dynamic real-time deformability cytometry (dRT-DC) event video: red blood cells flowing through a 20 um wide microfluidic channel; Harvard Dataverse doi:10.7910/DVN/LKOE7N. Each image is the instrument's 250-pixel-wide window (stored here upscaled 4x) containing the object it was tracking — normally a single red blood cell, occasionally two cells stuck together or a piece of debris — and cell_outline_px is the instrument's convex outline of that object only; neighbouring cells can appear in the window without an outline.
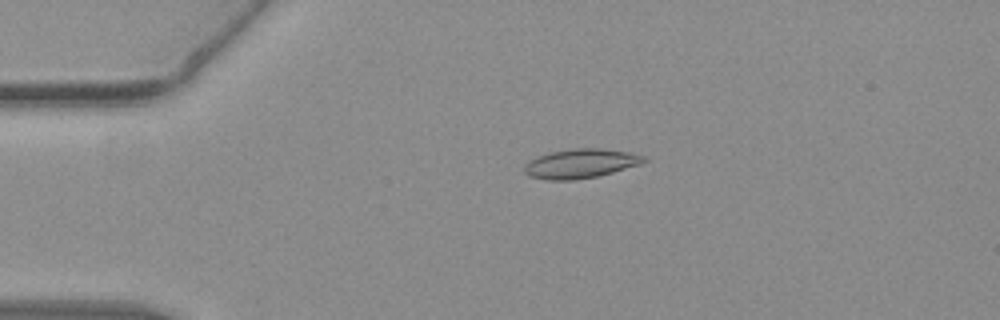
{"species": "common noctule bat (a hibernating species)", "species_latin": "Nyctalus noctula", "temperature_condition": "warm", "stored_images_in_passage": 9, "camera_frame_rate_fps": 3000, "um_per_image_px": 0.085, "animal": {"sex": "female", "body_mass_g": 19.3, "forearm_length_mm": 54.1}, "frame": {"image": 1, "passage_image": 2, "time_ms": 0.333, "image_size_px": [1000, 320], "cell_outline_px": [[648, 160], [640, 164], [612, 172], [596, 176], [576, 180], [544, 180], [528, 176], [524, 172], [524, 164], [528, 160], [548, 152], [572, 148], [600, 148], [628, 152], [644, 156]], "centroid_in_image_um": [49.29, 13.9], "position_along_channel_um": 35.7, "area_um2": 20.52}}
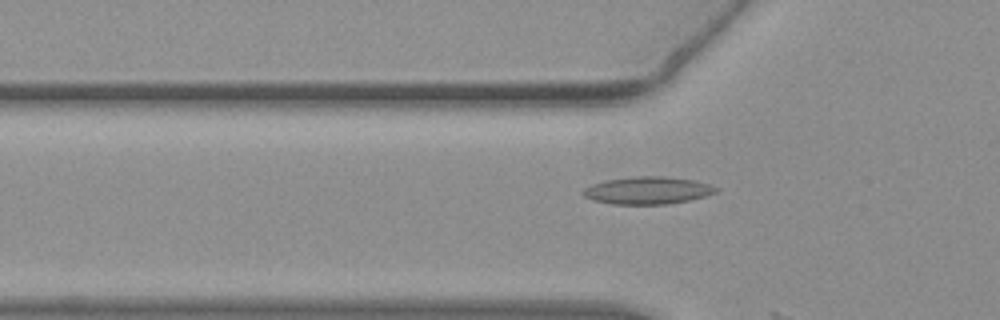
{"frame": {"image": 2, "passage_image": 8, "time_ms": 2.333, "image_size_px": [1000, 320], "cell_outline_px": [[720, 188], [716, 192], [704, 196], [688, 200], [668, 204], [612, 204], [592, 200], [584, 196], [580, 192], [584, 188], [592, 184], [604, 180], [632, 176], [664, 176], [692, 180], [708, 184]], "centroid_in_image_um": [54.99, 16.18], "position_along_channel_um": 70.8, "area_um2": 21.27}}